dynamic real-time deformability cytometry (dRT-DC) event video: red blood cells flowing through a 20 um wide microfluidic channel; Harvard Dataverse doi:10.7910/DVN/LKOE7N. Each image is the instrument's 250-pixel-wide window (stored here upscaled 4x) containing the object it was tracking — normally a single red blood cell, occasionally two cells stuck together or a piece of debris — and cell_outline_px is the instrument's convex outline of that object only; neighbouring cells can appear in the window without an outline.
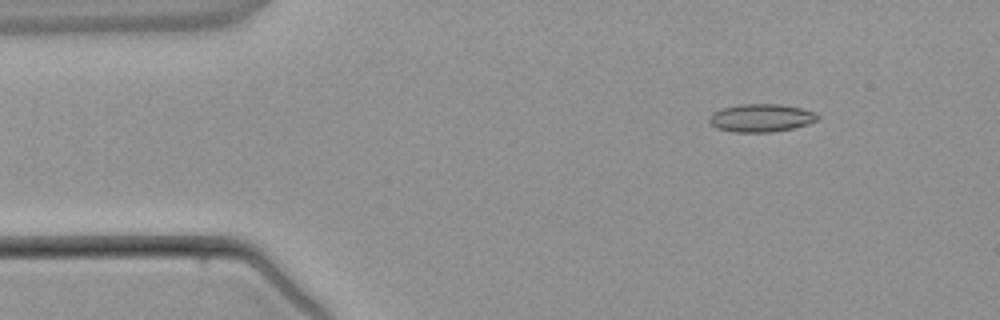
{"species": "common noctule bat (a hibernating species)", "species_latin": "Nyctalus noctula", "temperature_condition": "warm", "stored_images_in_passage": 3, "camera_frame_rate_fps": 3000, "um_per_image_px": 0.085, "animal": {"sex": "male", "body_mass_g": 21.5, "forearm_length_mm": 52.0}, "frame": {"image": 1, "passage_image": 2, "time_ms": 1.333, "image_size_px": [1000, 320], "cell_outline_px": [[820, 116], [816, 120], [808, 124], [792, 128], [772, 132], [732, 132], [716, 128], [708, 120], [712, 112], [724, 108], [740, 104], [780, 104], [800, 108], [816, 112]], "centroid_in_image_um": [64.69, 10.02], "position_along_channel_um": 20.3, "area_um2": 17.63}}